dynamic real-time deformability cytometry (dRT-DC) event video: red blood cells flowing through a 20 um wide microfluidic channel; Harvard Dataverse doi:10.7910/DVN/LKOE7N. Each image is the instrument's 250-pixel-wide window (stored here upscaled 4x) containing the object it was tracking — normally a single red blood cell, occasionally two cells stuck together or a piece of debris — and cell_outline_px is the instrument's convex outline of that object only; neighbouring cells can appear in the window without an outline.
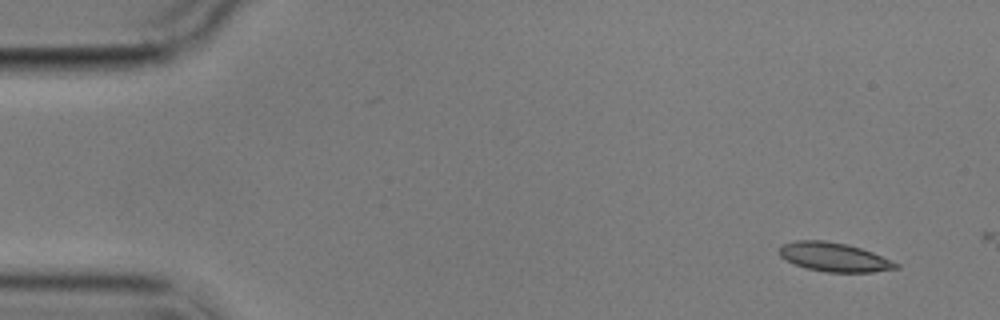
{"species": "common noctule bat (a hibernating species)", "species_latin": "Nyctalus noctula", "temperature_condition": "cold", "stored_images_in_passage": 2, "camera_frame_rate_fps": 3000, "um_per_image_px": 0.085, "animal": {"sex": "male", "body_mass_g": 17.9}, "frame": {"image": 1, "passage_image": 1, "time_ms": 0.0, "image_size_px": [1000, 320], "cell_outline_px": [[900, 268], [872, 272], [824, 272], [808, 268], [796, 264], [780, 256], [780, 244], [796, 240], [824, 240], [848, 244], [872, 252], [900, 264]], "centroid_in_image_um": [70.91, 21.84], "position_along_channel_um": 14.1, "area_um2": 19.59}}